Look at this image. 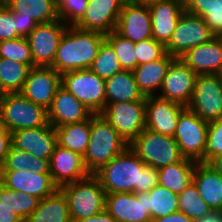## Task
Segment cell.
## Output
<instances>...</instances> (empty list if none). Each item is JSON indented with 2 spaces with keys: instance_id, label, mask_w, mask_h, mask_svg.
Masks as SVG:
<instances>
[{
  "instance_id": "obj_1",
  "label": "cell",
  "mask_w": 222,
  "mask_h": 222,
  "mask_svg": "<svg viewBox=\"0 0 222 222\" xmlns=\"http://www.w3.org/2000/svg\"><path fill=\"white\" fill-rule=\"evenodd\" d=\"M94 175L106 193H141L158 185L159 170L147 166L128 146Z\"/></svg>"
},
{
  "instance_id": "obj_2",
  "label": "cell",
  "mask_w": 222,
  "mask_h": 222,
  "mask_svg": "<svg viewBox=\"0 0 222 222\" xmlns=\"http://www.w3.org/2000/svg\"><path fill=\"white\" fill-rule=\"evenodd\" d=\"M104 41L105 35L101 33L67 26L50 67L61 75L69 71L89 69Z\"/></svg>"
},
{
  "instance_id": "obj_3",
  "label": "cell",
  "mask_w": 222,
  "mask_h": 222,
  "mask_svg": "<svg viewBox=\"0 0 222 222\" xmlns=\"http://www.w3.org/2000/svg\"><path fill=\"white\" fill-rule=\"evenodd\" d=\"M128 146L105 118L100 114H93L90 117V139L83 156L87 171L95 174Z\"/></svg>"
},
{
  "instance_id": "obj_4",
  "label": "cell",
  "mask_w": 222,
  "mask_h": 222,
  "mask_svg": "<svg viewBox=\"0 0 222 222\" xmlns=\"http://www.w3.org/2000/svg\"><path fill=\"white\" fill-rule=\"evenodd\" d=\"M59 189L68 201L71 222L92 217L105 209L106 192L94 174Z\"/></svg>"
},
{
  "instance_id": "obj_5",
  "label": "cell",
  "mask_w": 222,
  "mask_h": 222,
  "mask_svg": "<svg viewBox=\"0 0 222 222\" xmlns=\"http://www.w3.org/2000/svg\"><path fill=\"white\" fill-rule=\"evenodd\" d=\"M129 147L147 166L158 170L184 158L172 136L146 128L129 144Z\"/></svg>"
},
{
  "instance_id": "obj_6",
  "label": "cell",
  "mask_w": 222,
  "mask_h": 222,
  "mask_svg": "<svg viewBox=\"0 0 222 222\" xmlns=\"http://www.w3.org/2000/svg\"><path fill=\"white\" fill-rule=\"evenodd\" d=\"M47 124V110L34 104L21 93H8L0 104V125L11 133Z\"/></svg>"
},
{
  "instance_id": "obj_7",
  "label": "cell",
  "mask_w": 222,
  "mask_h": 222,
  "mask_svg": "<svg viewBox=\"0 0 222 222\" xmlns=\"http://www.w3.org/2000/svg\"><path fill=\"white\" fill-rule=\"evenodd\" d=\"M61 82L93 114H100L106 107L105 80L90 69L66 72L61 75Z\"/></svg>"
},
{
  "instance_id": "obj_8",
  "label": "cell",
  "mask_w": 222,
  "mask_h": 222,
  "mask_svg": "<svg viewBox=\"0 0 222 222\" xmlns=\"http://www.w3.org/2000/svg\"><path fill=\"white\" fill-rule=\"evenodd\" d=\"M100 115L130 144L145 129L146 100L109 103Z\"/></svg>"
},
{
  "instance_id": "obj_9",
  "label": "cell",
  "mask_w": 222,
  "mask_h": 222,
  "mask_svg": "<svg viewBox=\"0 0 222 222\" xmlns=\"http://www.w3.org/2000/svg\"><path fill=\"white\" fill-rule=\"evenodd\" d=\"M209 123L185 107L179 115L173 136L184 158L203 163Z\"/></svg>"
},
{
  "instance_id": "obj_10",
  "label": "cell",
  "mask_w": 222,
  "mask_h": 222,
  "mask_svg": "<svg viewBox=\"0 0 222 222\" xmlns=\"http://www.w3.org/2000/svg\"><path fill=\"white\" fill-rule=\"evenodd\" d=\"M187 108L208 123L222 117V84L218 74L196 76Z\"/></svg>"
},
{
  "instance_id": "obj_11",
  "label": "cell",
  "mask_w": 222,
  "mask_h": 222,
  "mask_svg": "<svg viewBox=\"0 0 222 222\" xmlns=\"http://www.w3.org/2000/svg\"><path fill=\"white\" fill-rule=\"evenodd\" d=\"M214 37L204 18L184 11L165 50L169 55L180 58L191 48L209 42Z\"/></svg>"
},
{
  "instance_id": "obj_12",
  "label": "cell",
  "mask_w": 222,
  "mask_h": 222,
  "mask_svg": "<svg viewBox=\"0 0 222 222\" xmlns=\"http://www.w3.org/2000/svg\"><path fill=\"white\" fill-rule=\"evenodd\" d=\"M66 28L67 25L58 19L50 23L38 24L26 37L35 66L50 67L53 64Z\"/></svg>"
},
{
  "instance_id": "obj_13",
  "label": "cell",
  "mask_w": 222,
  "mask_h": 222,
  "mask_svg": "<svg viewBox=\"0 0 222 222\" xmlns=\"http://www.w3.org/2000/svg\"><path fill=\"white\" fill-rule=\"evenodd\" d=\"M61 86V74L54 68L36 66L30 69L20 93L47 110Z\"/></svg>"
},
{
  "instance_id": "obj_14",
  "label": "cell",
  "mask_w": 222,
  "mask_h": 222,
  "mask_svg": "<svg viewBox=\"0 0 222 222\" xmlns=\"http://www.w3.org/2000/svg\"><path fill=\"white\" fill-rule=\"evenodd\" d=\"M105 209L116 222H152L148 213V192L106 193Z\"/></svg>"
},
{
  "instance_id": "obj_15",
  "label": "cell",
  "mask_w": 222,
  "mask_h": 222,
  "mask_svg": "<svg viewBox=\"0 0 222 222\" xmlns=\"http://www.w3.org/2000/svg\"><path fill=\"white\" fill-rule=\"evenodd\" d=\"M115 32L133 43L152 38L151 13L148 4L127 1L118 17Z\"/></svg>"
},
{
  "instance_id": "obj_16",
  "label": "cell",
  "mask_w": 222,
  "mask_h": 222,
  "mask_svg": "<svg viewBox=\"0 0 222 222\" xmlns=\"http://www.w3.org/2000/svg\"><path fill=\"white\" fill-rule=\"evenodd\" d=\"M127 0H89L76 27L108 35L115 31L118 17Z\"/></svg>"
},
{
  "instance_id": "obj_17",
  "label": "cell",
  "mask_w": 222,
  "mask_h": 222,
  "mask_svg": "<svg viewBox=\"0 0 222 222\" xmlns=\"http://www.w3.org/2000/svg\"><path fill=\"white\" fill-rule=\"evenodd\" d=\"M0 182L9 189L28 193L40 200L54 194L59 187L50 173H33L32 170H1Z\"/></svg>"
},
{
  "instance_id": "obj_18",
  "label": "cell",
  "mask_w": 222,
  "mask_h": 222,
  "mask_svg": "<svg viewBox=\"0 0 222 222\" xmlns=\"http://www.w3.org/2000/svg\"><path fill=\"white\" fill-rule=\"evenodd\" d=\"M196 76L193 70L176 58L168 68L157 96L187 107L192 97Z\"/></svg>"
},
{
  "instance_id": "obj_19",
  "label": "cell",
  "mask_w": 222,
  "mask_h": 222,
  "mask_svg": "<svg viewBox=\"0 0 222 222\" xmlns=\"http://www.w3.org/2000/svg\"><path fill=\"white\" fill-rule=\"evenodd\" d=\"M184 105L160 98L146 97L145 128L163 135L174 136Z\"/></svg>"
},
{
  "instance_id": "obj_20",
  "label": "cell",
  "mask_w": 222,
  "mask_h": 222,
  "mask_svg": "<svg viewBox=\"0 0 222 222\" xmlns=\"http://www.w3.org/2000/svg\"><path fill=\"white\" fill-rule=\"evenodd\" d=\"M57 144L56 130L50 123L42 127L12 132L13 148L49 161Z\"/></svg>"
},
{
  "instance_id": "obj_21",
  "label": "cell",
  "mask_w": 222,
  "mask_h": 222,
  "mask_svg": "<svg viewBox=\"0 0 222 222\" xmlns=\"http://www.w3.org/2000/svg\"><path fill=\"white\" fill-rule=\"evenodd\" d=\"M152 38L166 46L184 10L183 0H157L148 3Z\"/></svg>"
},
{
  "instance_id": "obj_22",
  "label": "cell",
  "mask_w": 222,
  "mask_h": 222,
  "mask_svg": "<svg viewBox=\"0 0 222 222\" xmlns=\"http://www.w3.org/2000/svg\"><path fill=\"white\" fill-rule=\"evenodd\" d=\"M49 168L53 182L59 188L90 175L84 165L83 156L58 144L51 155Z\"/></svg>"
},
{
  "instance_id": "obj_23",
  "label": "cell",
  "mask_w": 222,
  "mask_h": 222,
  "mask_svg": "<svg viewBox=\"0 0 222 222\" xmlns=\"http://www.w3.org/2000/svg\"><path fill=\"white\" fill-rule=\"evenodd\" d=\"M93 113L62 86L47 109L48 123L54 128L88 120Z\"/></svg>"
},
{
  "instance_id": "obj_24",
  "label": "cell",
  "mask_w": 222,
  "mask_h": 222,
  "mask_svg": "<svg viewBox=\"0 0 222 222\" xmlns=\"http://www.w3.org/2000/svg\"><path fill=\"white\" fill-rule=\"evenodd\" d=\"M179 59L197 75L218 74L222 68V37L191 48Z\"/></svg>"
},
{
  "instance_id": "obj_25",
  "label": "cell",
  "mask_w": 222,
  "mask_h": 222,
  "mask_svg": "<svg viewBox=\"0 0 222 222\" xmlns=\"http://www.w3.org/2000/svg\"><path fill=\"white\" fill-rule=\"evenodd\" d=\"M193 182L213 212L222 213V176L210 164L196 162Z\"/></svg>"
},
{
  "instance_id": "obj_26",
  "label": "cell",
  "mask_w": 222,
  "mask_h": 222,
  "mask_svg": "<svg viewBox=\"0 0 222 222\" xmlns=\"http://www.w3.org/2000/svg\"><path fill=\"white\" fill-rule=\"evenodd\" d=\"M175 59L165 53L160 59L138 65L133 70L138 89L144 97L159 94L167 70Z\"/></svg>"
},
{
  "instance_id": "obj_27",
  "label": "cell",
  "mask_w": 222,
  "mask_h": 222,
  "mask_svg": "<svg viewBox=\"0 0 222 222\" xmlns=\"http://www.w3.org/2000/svg\"><path fill=\"white\" fill-rule=\"evenodd\" d=\"M106 104L146 100L139 91L133 71L122 70L105 80Z\"/></svg>"
},
{
  "instance_id": "obj_28",
  "label": "cell",
  "mask_w": 222,
  "mask_h": 222,
  "mask_svg": "<svg viewBox=\"0 0 222 222\" xmlns=\"http://www.w3.org/2000/svg\"><path fill=\"white\" fill-rule=\"evenodd\" d=\"M25 222H71L66 196L58 189L54 194L43 198Z\"/></svg>"
},
{
  "instance_id": "obj_29",
  "label": "cell",
  "mask_w": 222,
  "mask_h": 222,
  "mask_svg": "<svg viewBox=\"0 0 222 222\" xmlns=\"http://www.w3.org/2000/svg\"><path fill=\"white\" fill-rule=\"evenodd\" d=\"M195 165L196 161L183 158L159 169L158 184L180 194L193 181Z\"/></svg>"
},
{
  "instance_id": "obj_30",
  "label": "cell",
  "mask_w": 222,
  "mask_h": 222,
  "mask_svg": "<svg viewBox=\"0 0 222 222\" xmlns=\"http://www.w3.org/2000/svg\"><path fill=\"white\" fill-rule=\"evenodd\" d=\"M6 6L12 12L32 18L38 24L50 23L59 19L54 0H10Z\"/></svg>"
},
{
  "instance_id": "obj_31",
  "label": "cell",
  "mask_w": 222,
  "mask_h": 222,
  "mask_svg": "<svg viewBox=\"0 0 222 222\" xmlns=\"http://www.w3.org/2000/svg\"><path fill=\"white\" fill-rule=\"evenodd\" d=\"M57 143L84 156L90 139V118L83 122L55 127Z\"/></svg>"
},
{
  "instance_id": "obj_32",
  "label": "cell",
  "mask_w": 222,
  "mask_h": 222,
  "mask_svg": "<svg viewBox=\"0 0 222 222\" xmlns=\"http://www.w3.org/2000/svg\"><path fill=\"white\" fill-rule=\"evenodd\" d=\"M184 10L204 18L216 37H222V0H183Z\"/></svg>"
},
{
  "instance_id": "obj_33",
  "label": "cell",
  "mask_w": 222,
  "mask_h": 222,
  "mask_svg": "<svg viewBox=\"0 0 222 222\" xmlns=\"http://www.w3.org/2000/svg\"><path fill=\"white\" fill-rule=\"evenodd\" d=\"M177 211H179L178 194L159 184L148 192V213L152 220Z\"/></svg>"
},
{
  "instance_id": "obj_34",
  "label": "cell",
  "mask_w": 222,
  "mask_h": 222,
  "mask_svg": "<svg viewBox=\"0 0 222 222\" xmlns=\"http://www.w3.org/2000/svg\"><path fill=\"white\" fill-rule=\"evenodd\" d=\"M31 67L0 57V80L7 93H20Z\"/></svg>"
},
{
  "instance_id": "obj_35",
  "label": "cell",
  "mask_w": 222,
  "mask_h": 222,
  "mask_svg": "<svg viewBox=\"0 0 222 222\" xmlns=\"http://www.w3.org/2000/svg\"><path fill=\"white\" fill-rule=\"evenodd\" d=\"M179 211L196 221L211 214L213 211L200 197L195 183L192 181L180 194H178Z\"/></svg>"
},
{
  "instance_id": "obj_36",
  "label": "cell",
  "mask_w": 222,
  "mask_h": 222,
  "mask_svg": "<svg viewBox=\"0 0 222 222\" xmlns=\"http://www.w3.org/2000/svg\"><path fill=\"white\" fill-rule=\"evenodd\" d=\"M32 170L33 173H50L49 160L17 150L11 146L2 170Z\"/></svg>"
},
{
  "instance_id": "obj_37",
  "label": "cell",
  "mask_w": 222,
  "mask_h": 222,
  "mask_svg": "<svg viewBox=\"0 0 222 222\" xmlns=\"http://www.w3.org/2000/svg\"><path fill=\"white\" fill-rule=\"evenodd\" d=\"M89 69L104 80L123 70L114 49L106 40L101 44L97 57Z\"/></svg>"
},
{
  "instance_id": "obj_38",
  "label": "cell",
  "mask_w": 222,
  "mask_h": 222,
  "mask_svg": "<svg viewBox=\"0 0 222 222\" xmlns=\"http://www.w3.org/2000/svg\"><path fill=\"white\" fill-rule=\"evenodd\" d=\"M105 40L114 49L123 70L133 71L137 67L135 43L121 37L115 31L106 35Z\"/></svg>"
},
{
  "instance_id": "obj_39",
  "label": "cell",
  "mask_w": 222,
  "mask_h": 222,
  "mask_svg": "<svg viewBox=\"0 0 222 222\" xmlns=\"http://www.w3.org/2000/svg\"><path fill=\"white\" fill-rule=\"evenodd\" d=\"M0 57L27 64L31 68L36 67L33 64L29 42L25 37L1 41Z\"/></svg>"
},
{
  "instance_id": "obj_40",
  "label": "cell",
  "mask_w": 222,
  "mask_h": 222,
  "mask_svg": "<svg viewBox=\"0 0 222 222\" xmlns=\"http://www.w3.org/2000/svg\"><path fill=\"white\" fill-rule=\"evenodd\" d=\"M222 154V117L209 123L206 146L203 152V163H209L214 157Z\"/></svg>"
},
{
  "instance_id": "obj_41",
  "label": "cell",
  "mask_w": 222,
  "mask_h": 222,
  "mask_svg": "<svg viewBox=\"0 0 222 222\" xmlns=\"http://www.w3.org/2000/svg\"><path fill=\"white\" fill-rule=\"evenodd\" d=\"M89 0H63L57 6L59 20L67 26H75L84 16Z\"/></svg>"
},
{
  "instance_id": "obj_42",
  "label": "cell",
  "mask_w": 222,
  "mask_h": 222,
  "mask_svg": "<svg viewBox=\"0 0 222 222\" xmlns=\"http://www.w3.org/2000/svg\"><path fill=\"white\" fill-rule=\"evenodd\" d=\"M40 199L28 193L9 189V203L11 209L19 215L24 222L38 207Z\"/></svg>"
},
{
  "instance_id": "obj_43",
  "label": "cell",
  "mask_w": 222,
  "mask_h": 222,
  "mask_svg": "<svg viewBox=\"0 0 222 222\" xmlns=\"http://www.w3.org/2000/svg\"><path fill=\"white\" fill-rule=\"evenodd\" d=\"M137 66L160 59L165 53V46L153 38L135 43Z\"/></svg>"
},
{
  "instance_id": "obj_44",
  "label": "cell",
  "mask_w": 222,
  "mask_h": 222,
  "mask_svg": "<svg viewBox=\"0 0 222 222\" xmlns=\"http://www.w3.org/2000/svg\"><path fill=\"white\" fill-rule=\"evenodd\" d=\"M13 12L6 6L0 5V42L19 38Z\"/></svg>"
},
{
  "instance_id": "obj_45",
  "label": "cell",
  "mask_w": 222,
  "mask_h": 222,
  "mask_svg": "<svg viewBox=\"0 0 222 222\" xmlns=\"http://www.w3.org/2000/svg\"><path fill=\"white\" fill-rule=\"evenodd\" d=\"M0 222H24V220L11 209L9 203V188L0 182Z\"/></svg>"
},
{
  "instance_id": "obj_46",
  "label": "cell",
  "mask_w": 222,
  "mask_h": 222,
  "mask_svg": "<svg viewBox=\"0 0 222 222\" xmlns=\"http://www.w3.org/2000/svg\"><path fill=\"white\" fill-rule=\"evenodd\" d=\"M13 19L16 24V32L20 37L26 38L38 25L32 18H27L16 12H13Z\"/></svg>"
},
{
  "instance_id": "obj_47",
  "label": "cell",
  "mask_w": 222,
  "mask_h": 222,
  "mask_svg": "<svg viewBox=\"0 0 222 222\" xmlns=\"http://www.w3.org/2000/svg\"><path fill=\"white\" fill-rule=\"evenodd\" d=\"M12 144V133L0 125V173Z\"/></svg>"
},
{
  "instance_id": "obj_48",
  "label": "cell",
  "mask_w": 222,
  "mask_h": 222,
  "mask_svg": "<svg viewBox=\"0 0 222 222\" xmlns=\"http://www.w3.org/2000/svg\"><path fill=\"white\" fill-rule=\"evenodd\" d=\"M152 222H194L183 212L177 211L175 213L166 215L161 218L152 220Z\"/></svg>"
},
{
  "instance_id": "obj_49",
  "label": "cell",
  "mask_w": 222,
  "mask_h": 222,
  "mask_svg": "<svg viewBox=\"0 0 222 222\" xmlns=\"http://www.w3.org/2000/svg\"><path fill=\"white\" fill-rule=\"evenodd\" d=\"M76 222H116V220L108 213L106 209H104L92 217L78 220Z\"/></svg>"
},
{
  "instance_id": "obj_50",
  "label": "cell",
  "mask_w": 222,
  "mask_h": 222,
  "mask_svg": "<svg viewBox=\"0 0 222 222\" xmlns=\"http://www.w3.org/2000/svg\"><path fill=\"white\" fill-rule=\"evenodd\" d=\"M194 222H222L221 212H212L211 214L205 216L202 219H198Z\"/></svg>"
},
{
  "instance_id": "obj_51",
  "label": "cell",
  "mask_w": 222,
  "mask_h": 222,
  "mask_svg": "<svg viewBox=\"0 0 222 222\" xmlns=\"http://www.w3.org/2000/svg\"><path fill=\"white\" fill-rule=\"evenodd\" d=\"M208 164H210L222 176V154L214 157Z\"/></svg>"
},
{
  "instance_id": "obj_52",
  "label": "cell",
  "mask_w": 222,
  "mask_h": 222,
  "mask_svg": "<svg viewBox=\"0 0 222 222\" xmlns=\"http://www.w3.org/2000/svg\"><path fill=\"white\" fill-rule=\"evenodd\" d=\"M8 95V93L6 92V90L4 89L1 80H0V104L1 102L4 100V98Z\"/></svg>"
},
{
  "instance_id": "obj_53",
  "label": "cell",
  "mask_w": 222,
  "mask_h": 222,
  "mask_svg": "<svg viewBox=\"0 0 222 222\" xmlns=\"http://www.w3.org/2000/svg\"><path fill=\"white\" fill-rule=\"evenodd\" d=\"M128 2H143V3H150L157 0H127Z\"/></svg>"
},
{
  "instance_id": "obj_54",
  "label": "cell",
  "mask_w": 222,
  "mask_h": 222,
  "mask_svg": "<svg viewBox=\"0 0 222 222\" xmlns=\"http://www.w3.org/2000/svg\"><path fill=\"white\" fill-rule=\"evenodd\" d=\"M10 0H0V5H6Z\"/></svg>"
},
{
  "instance_id": "obj_55",
  "label": "cell",
  "mask_w": 222,
  "mask_h": 222,
  "mask_svg": "<svg viewBox=\"0 0 222 222\" xmlns=\"http://www.w3.org/2000/svg\"><path fill=\"white\" fill-rule=\"evenodd\" d=\"M63 0H54V3L56 4V6H58Z\"/></svg>"
},
{
  "instance_id": "obj_56",
  "label": "cell",
  "mask_w": 222,
  "mask_h": 222,
  "mask_svg": "<svg viewBox=\"0 0 222 222\" xmlns=\"http://www.w3.org/2000/svg\"><path fill=\"white\" fill-rule=\"evenodd\" d=\"M218 76H219V78L221 80V84H222V68H221V71L218 73Z\"/></svg>"
}]
</instances>
